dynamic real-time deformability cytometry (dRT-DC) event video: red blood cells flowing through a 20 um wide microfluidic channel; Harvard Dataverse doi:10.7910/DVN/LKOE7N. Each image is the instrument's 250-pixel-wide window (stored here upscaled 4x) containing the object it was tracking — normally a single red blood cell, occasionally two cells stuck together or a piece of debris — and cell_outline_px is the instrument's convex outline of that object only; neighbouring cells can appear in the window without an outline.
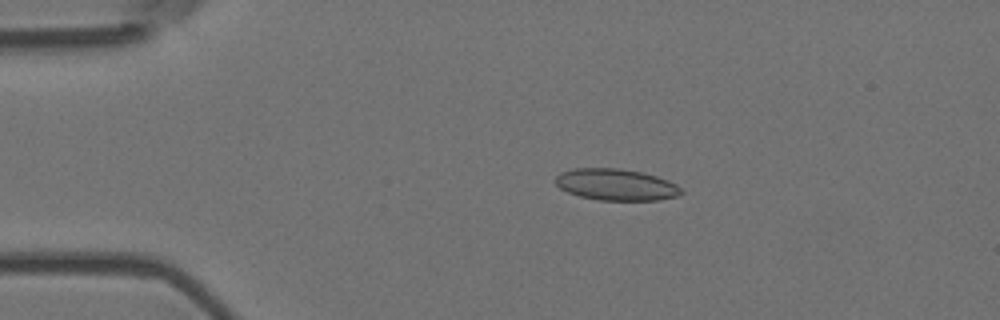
{"species": "Egyptian fruit bat (a non-hibernating species)", "species_latin": "Rousettus aegyptiacus", "temperature_condition": "room temperature", "stored_images_in_passage": 6, "camera_frame_rate_fps": 3000, "um_per_image_px": 0.085, "animal": {"sex": "female"}, "frame": {"image": 1, "passage_image": 3, "time_ms": 0.667, "image_size_px": [1000, 320], "cell_outline_px": [[684, 192], [676, 196], [660, 200], [600, 200], [580, 196], [568, 192], [560, 188], [556, 184], [556, 176], [560, 172], [576, 168], [620, 168], [644, 172], [668, 180], [676, 184]], "centroid_in_image_um": [52.38, 15.68], "position_along_channel_um": 32.6, "area_um2": 23.12}}
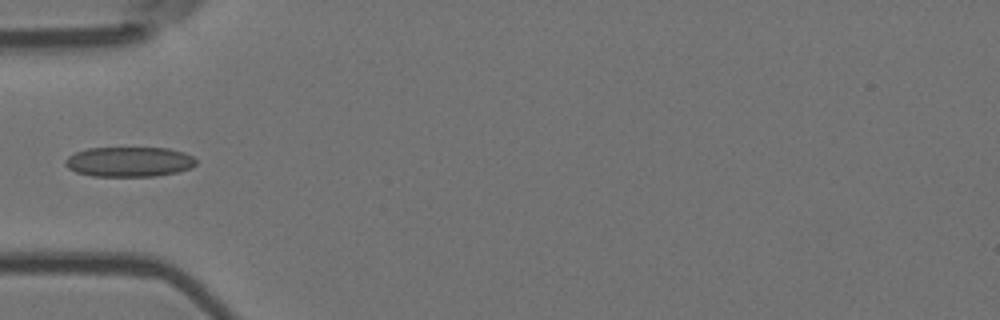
{"frame": {"image": 2, "passage_image": 5, "time_ms": 1.333, "image_size_px": [1000, 320], "cell_outline_px": [[196, 164], [192, 168], [176, 172], [156, 176], [92, 176], [76, 172], [68, 168], [64, 164], [64, 160], [68, 156], [76, 152], [88, 148], [168, 148], [184, 152], [192, 156], [196, 160]], "centroid_in_image_um": [10.97, 13.75], "position_along_channel_um": 74.0, "area_um2": 22.89}}
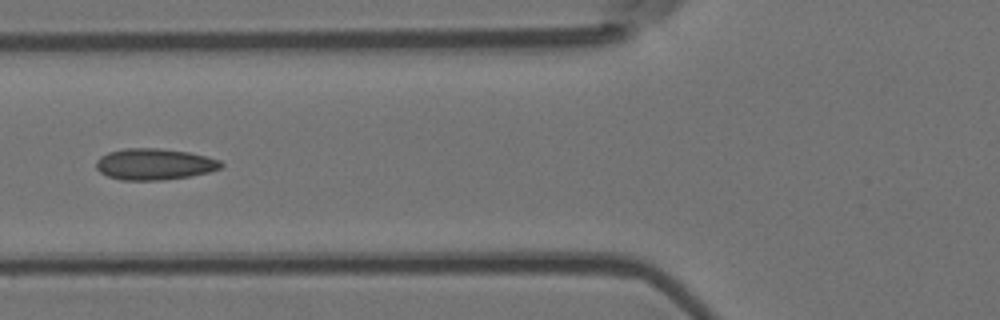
{"frame": {"image": 3, "passage_image": 6, "time_ms": 1.667, "image_size_px": [1000, 320], "cell_outline_px": [[224, 164], [220, 168], [208, 172], [188, 176], [160, 180], [120, 180], [108, 176], [100, 172], [96, 168], [96, 160], [100, 156], [108, 152], [124, 148], [156, 148], [188, 152], [220, 160]], "centroid_in_image_um": [13.08, 13.95], "position_along_channel_um": 112.7, "area_um2": 22.66}}